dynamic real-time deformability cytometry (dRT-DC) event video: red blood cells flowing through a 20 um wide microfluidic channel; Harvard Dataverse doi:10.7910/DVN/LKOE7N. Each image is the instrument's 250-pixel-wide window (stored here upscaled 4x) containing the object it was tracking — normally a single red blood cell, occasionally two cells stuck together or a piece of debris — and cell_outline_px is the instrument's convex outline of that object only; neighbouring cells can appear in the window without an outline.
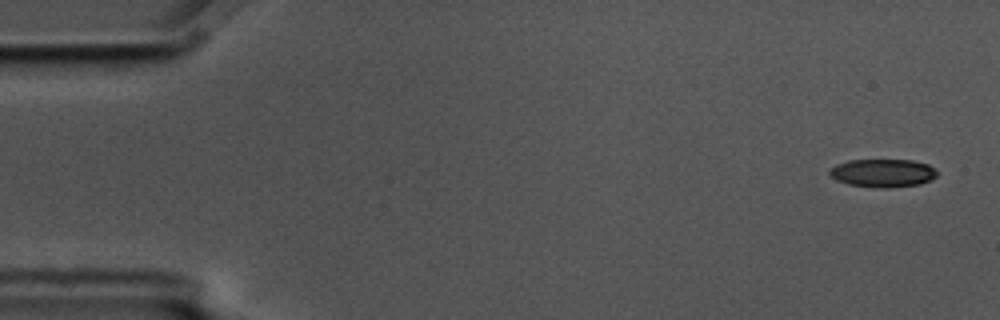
{"species": "common noctule bat (a hibernating species)", "species_latin": "Nyctalus noctula", "temperature_condition": "cold", "stored_images_in_passage": 6, "camera_frame_rate_fps": 3000, "um_per_image_px": 0.085, "animal": {"sex": "male", "body_mass_g": 17.5, "forearm_length_mm": 52.3}, "frame": {"image": 1, "passage_image": 1, "time_ms": 0.0, "image_size_px": [1000, 320], "cell_outline_px": [[936, 176], [932, 180], [920, 184], [888, 188], [884, 188], [848, 184], [836, 180], [828, 172], [828, 168], [836, 164], [848, 160], [912, 160], [928, 164], [936, 168]], "centroid_in_image_um": [75.04, 14.7], "position_along_channel_um": 10.0, "area_um2": 17.74}}
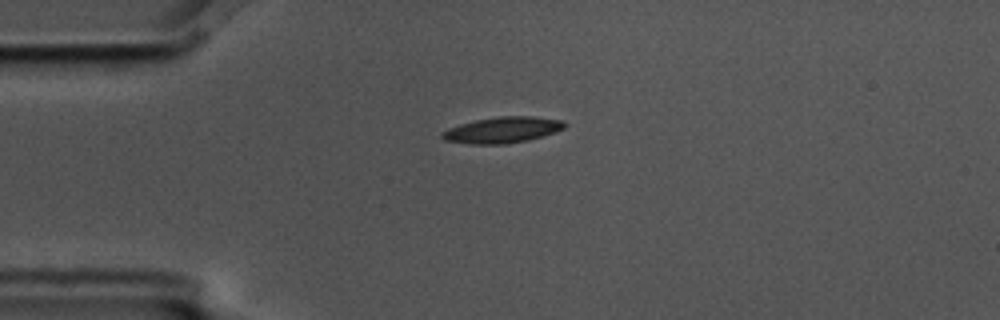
{"frame": {"image": 2, "passage_image": 6, "time_ms": 1.667, "image_size_px": [1000, 320], "cell_outline_px": [[568, 124], [564, 128], [556, 132], [528, 140], [508, 144], [468, 144], [444, 140], [440, 136], [440, 132], [448, 128], [460, 124], [476, 120], [496, 116], [532, 116], [564, 120]], "centroid_in_image_um": [42.71, 11.04], "position_along_channel_um": 42.3, "area_um2": 18.84}}